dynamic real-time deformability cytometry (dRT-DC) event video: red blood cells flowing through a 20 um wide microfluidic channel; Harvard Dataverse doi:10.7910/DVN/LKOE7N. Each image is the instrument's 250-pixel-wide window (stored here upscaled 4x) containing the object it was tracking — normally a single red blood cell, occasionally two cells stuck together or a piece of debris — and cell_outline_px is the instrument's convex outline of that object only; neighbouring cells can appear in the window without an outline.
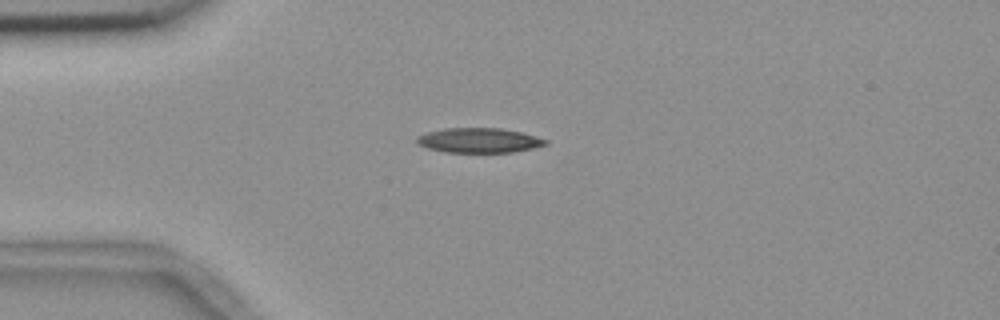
{"species": "common noctule bat (a hibernating species)", "species_latin": "Nyctalus noctula", "temperature_condition": "room temperature", "stored_images_in_passage": 42, "camera_frame_rate_fps": 3000, "um_per_image_px": 0.085, "animal": {"sex": "female", "body_mass_g": 18.4}, "frame": {"image": 1, "passage_image": 1, "time_ms": 0.0, "image_size_px": [1000, 320], "cell_outline_px": [[548, 144], [532, 148], [512, 152], [448, 152], [428, 148], [420, 144], [416, 140], [416, 136], [428, 132], [444, 128], [500, 128], [520, 132], [548, 140]], "centroid_in_image_um": [40.71, 11.92], "position_along_channel_um": 44.3, "area_um2": 18.32}}
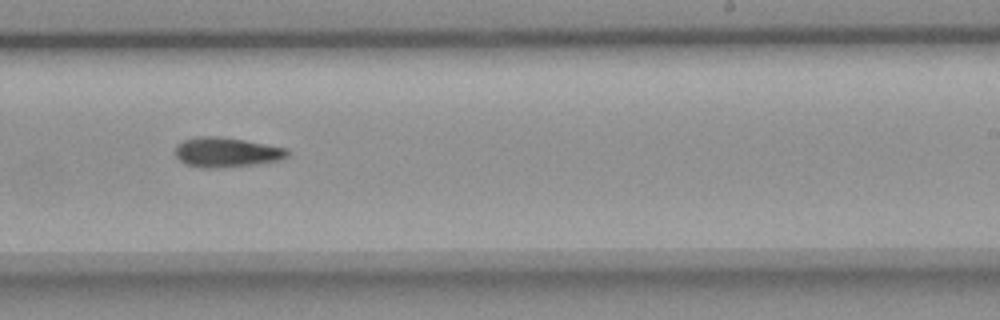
{"frame": {"image": 2, "passage_image": 21, "time_ms": 6.667, "image_size_px": [1000, 320], "cell_outline_px": [[288, 156], [276, 160], [252, 164], [220, 168], [200, 168], [188, 164], [180, 160], [176, 156], [176, 144], [184, 140], [200, 136], [216, 136], [244, 140], [288, 148]], "centroid_in_image_um": [19.22, 12.94], "position_along_channel_um": 269.8, "area_um2": 19.19}}
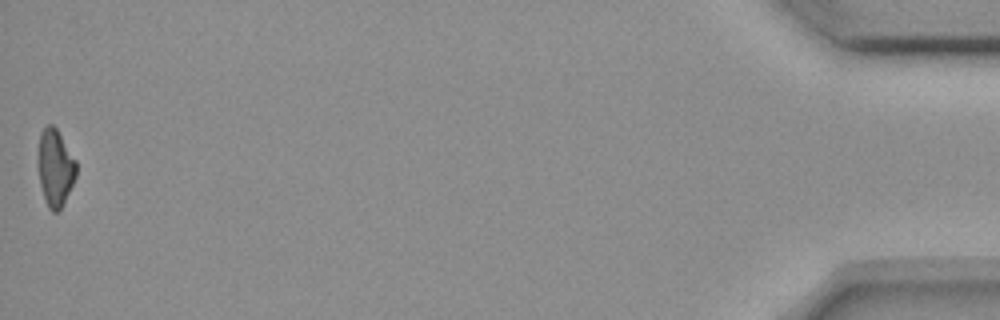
{"frame": {"image": 3, "passage_image": 42, "time_ms": 13.667, "image_size_px": [1000, 320], "cell_outline_px": [[76, 176], [60, 208], [56, 212], [52, 212], [48, 208], [40, 184], [36, 164], [40, 132], [48, 124], [52, 124], [56, 128], [76, 160]], "centroid_in_image_um": [4.66, 14.22], "position_along_channel_um": 430.5, "area_um2": 17.11}, "authors_computed_cell_mechanics": {"area_um2": 18.6694, "velocity_mm_per_s": 3.6795, "shape_relaxation_time_tau1_ms": 6.2516, "shape_relaxation_time_tau2_ms": null, "deformation_change_tau1": 0.1643, "deformation_change_tau2": null}}